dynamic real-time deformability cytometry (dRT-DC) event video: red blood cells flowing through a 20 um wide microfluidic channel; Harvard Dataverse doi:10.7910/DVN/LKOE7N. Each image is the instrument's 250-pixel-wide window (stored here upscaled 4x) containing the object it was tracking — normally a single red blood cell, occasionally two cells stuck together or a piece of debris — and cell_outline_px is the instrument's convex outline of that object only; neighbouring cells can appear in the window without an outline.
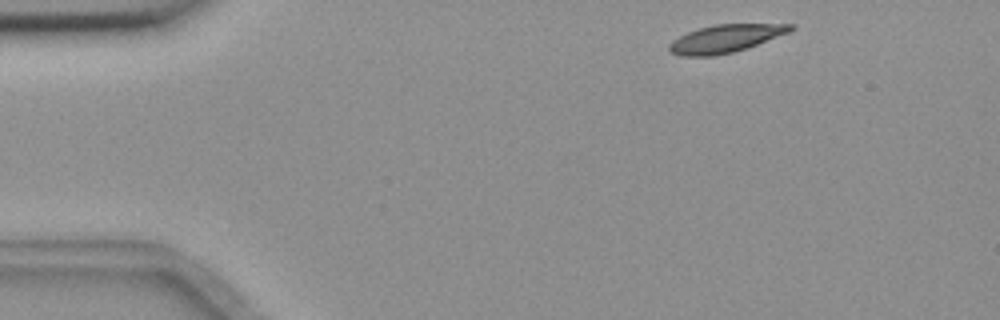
{"species": "common noctule bat (a hibernating species)", "species_latin": "Nyctalus noctula", "temperature_condition": "room temperature", "stored_images_in_passage": 50, "camera_frame_rate_fps": 3000, "um_per_image_px": 0.085, "animal": {"sex": "female", "body_mass_g": 18.4}, "frame": {"image": 1, "passage_image": 2, "time_ms": 0.333, "image_size_px": [1000, 320], "cell_outline_px": [[796, 28], [788, 32], [748, 48], [732, 52], [712, 56], [680, 56], [668, 52], [668, 44], [672, 40], [688, 32], [700, 28], [716, 24], [796, 24]], "centroid_in_image_um": [61.64, 3.28], "position_along_channel_um": 23.4, "area_um2": 19.65}}
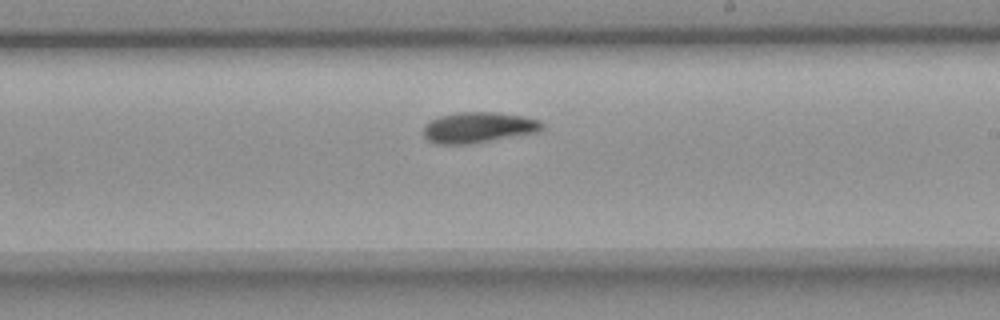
{"frame": {"image": 2, "passage_image": 27, "time_ms": 8.667, "image_size_px": [1000, 320], "cell_outline_px": [[544, 128], [540, 132], [472, 144], [436, 144], [428, 140], [424, 136], [424, 124], [440, 116], [456, 112], [496, 112], [524, 116], [540, 120], [544, 124]], "centroid_in_image_um": [40.7, 10.84], "position_along_channel_um": 248.3, "area_um2": 21.56}}
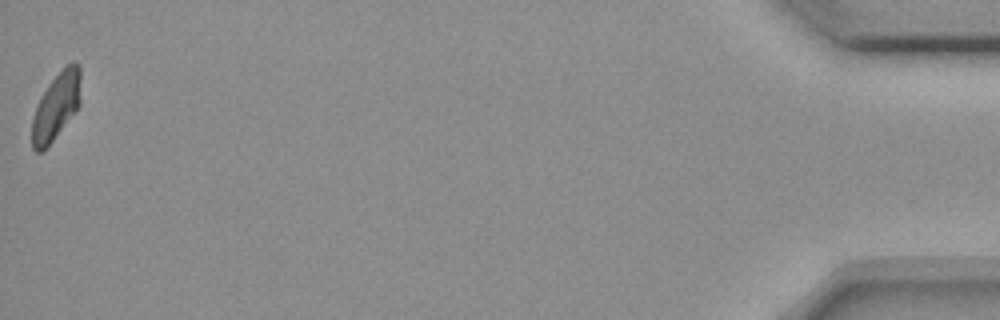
{"frame": {"image": 3, "passage_image": 50, "time_ms": 16.333, "image_size_px": [1000, 320], "cell_outline_px": [[80, 104], [52, 140], [40, 152], [36, 152], [32, 148], [32, 116], [36, 104], [40, 96], [48, 84], [72, 60], [76, 60], [80, 64]], "centroid_in_image_um": [4.76, 8.98], "position_along_channel_um": 430.4, "area_um2": 18.79}, "authors_computed_cell_mechanics": {"area_um2": 20.6924, "velocity_mm_per_s": 3.6339, "shape_relaxation_time_tau1_ms": 5.9011, "shape_relaxation_time_tau2_ms": 7.0856, "deformation_change_tau1": 0.1689, "deformation_change_tau2": 0.1078}}